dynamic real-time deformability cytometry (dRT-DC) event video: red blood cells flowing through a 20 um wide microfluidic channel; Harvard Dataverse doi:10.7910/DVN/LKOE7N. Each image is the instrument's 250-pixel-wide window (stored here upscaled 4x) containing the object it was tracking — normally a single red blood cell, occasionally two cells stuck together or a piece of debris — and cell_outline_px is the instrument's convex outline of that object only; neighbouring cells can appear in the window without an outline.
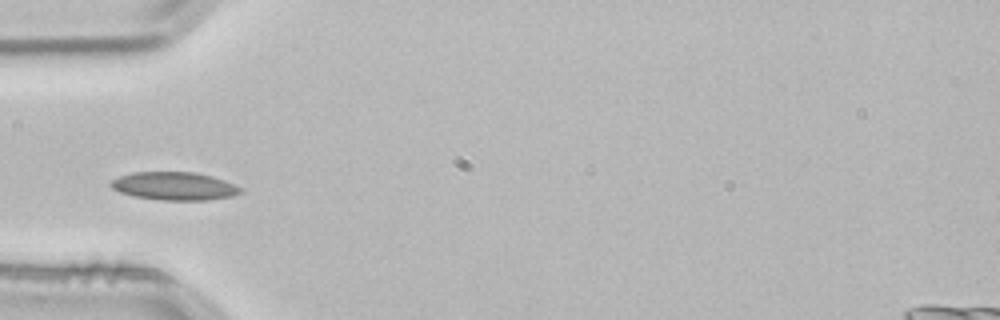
{"species": "common noctule bat (a hibernating species)", "species_latin": "Nyctalus noctula", "temperature_condition": "room temperature", "stored_images_in_passage": 1, "camera_frame_rate_fps": 3000, "um_per_image_px": 0.085, "animal": {"sex": "male", "body_mass_g": 21.5, "forearm_length_mm": 52.0}, "frame": {"image": 1, "passage_image": 1, "time_ms": 0.0, "image_size_px": [1000, 320], "cell_outline_px": [[244, 192], [232, 196], [208, 200], [160, 200], [132, 196], [120, 192], [112, 188], [108, 184], [112, 180], [120, 176], [132, 172], [196, 172], [212, 176], [224, 180], [244, 188]], "centroid_in_image_um": [14.84, 15.82], "position_along_channel_um": 70.2, "area_um2": 21.44}}